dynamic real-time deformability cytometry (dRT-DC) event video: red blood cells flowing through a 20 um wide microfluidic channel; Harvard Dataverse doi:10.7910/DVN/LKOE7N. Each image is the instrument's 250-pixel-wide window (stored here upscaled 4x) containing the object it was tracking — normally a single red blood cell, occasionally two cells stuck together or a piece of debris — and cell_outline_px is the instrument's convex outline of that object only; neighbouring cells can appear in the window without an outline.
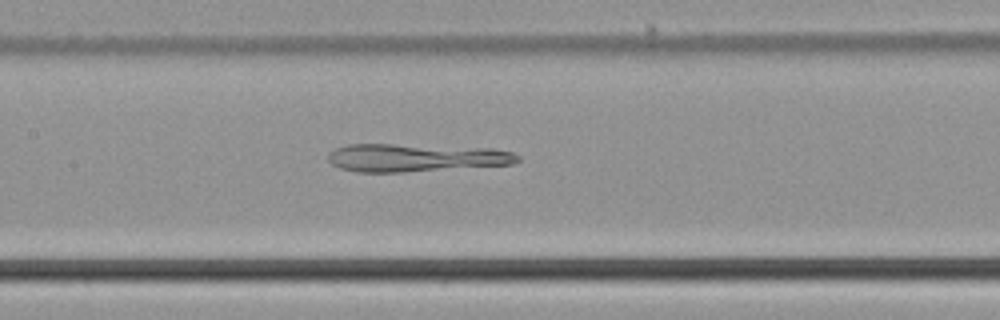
{"species": "common noctule bat (a hibernating species)", "species_latin": "Nyctalus noctula", "temperature_condition": "cold", "stored_images_in_passage": 50, "camera_frame_rate_fps": 3000, "um_per_image_px": 0.085, "animal": {"sex": "male", "body_mass_g": 21.5, "forearm_length_mm": 52.0}, "frame": {"image": 1, "passage_image": 22, "time_ms": 7.0, "image_size_px": [1000, 320], "cell_outline_px": [[520, 160], [512, 164], [404, 172], [356, 172], [340, 168], [332, 164], [328, 160], [328, 152], [336, 148], [348, 144], [392, 144], [492, 148], [512, 152], [520, 156]], "centroid_in_image_um": [35.31, 13.4], "position_along_channel_um": 172.1, "area_um2": 30.87}}
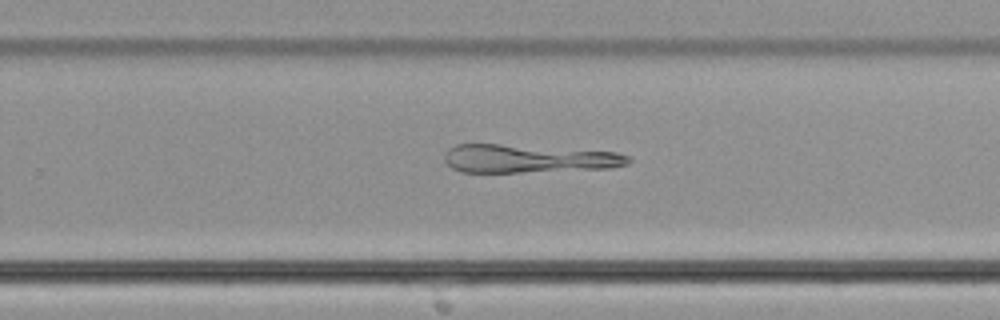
{"frame": {"image": 2, "passage_image": 31, "time_ms": 10.0, "image_size_px": [1000, 320], "cell_outline_px": [[632, 160], [628, 164], [612, 168], [520, 172], [460, 172], [452, 168], [444, 160], [444, 156], [448, 148], [456, 144], [500, 144], [616, 152], [628, 156]], "centroid_in_image_um": [44.88, 13.48], "position_along_channel_um": 284.9, "area_um2": 30.17}}
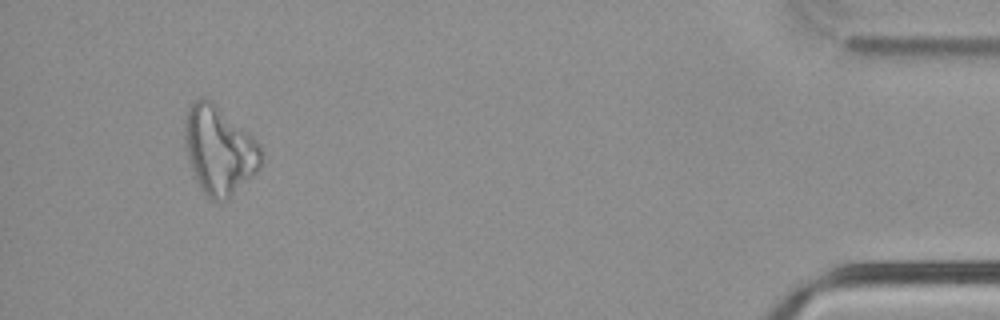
{"frame": {"image": 3, "passage_image": 47, "time_ms": 15.333, "image_size_px": [1000, 320], "cell_outline_px": [[260, 168], [228, 200], [212, 200], [200, 188], [196, 180], [188, 160], [184, 144], [184, 116], [192, 100], [200, 96], [212, 100], [248, 132], [260, 144]], "centroid_in_image_um": [18.59, 12.72], "position_along_channel_um": 416.6, "area_um2": 39.48}}